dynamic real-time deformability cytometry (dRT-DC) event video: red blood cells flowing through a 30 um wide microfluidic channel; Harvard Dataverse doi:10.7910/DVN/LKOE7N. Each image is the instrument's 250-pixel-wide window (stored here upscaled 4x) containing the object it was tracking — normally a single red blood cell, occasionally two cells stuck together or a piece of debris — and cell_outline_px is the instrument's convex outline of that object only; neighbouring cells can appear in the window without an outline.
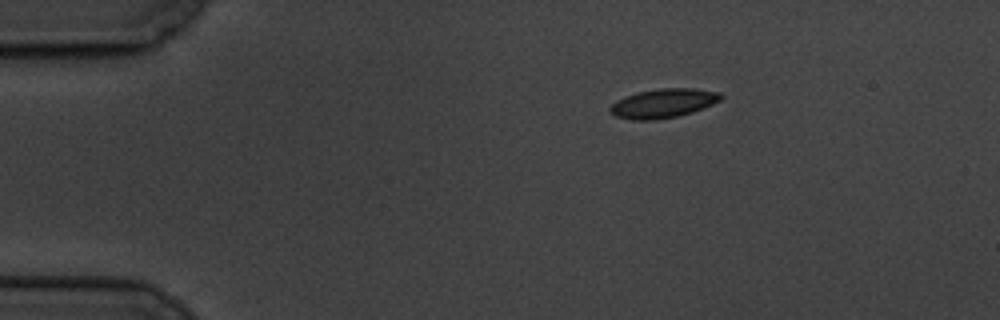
{"species": "common noctule bat (a hibernating species)", "species_latin": "Nyctalus noctula", "temperature_condition": "cold", "stored_images_in_passage": 3, "camera_frame_rate_fps": 3000, "um_per_image_px": 0.085, "animal": {"sex": "male", "body_mass_g": 19.5, "forearm_length_mm": 54.6}, "frame": {"image": 1, "passage_image": 1, "time_ms": 0.0, "image_size_px": [1000, 320], "cell_outline_px": [[724, 96], [720, 100], [712, 104], [692, 112], [676, 116], [656, 120], [632, 120], [616, 116], [608, 108], [616, 100], [624, 96], [636, 92], [660, 88], [696, 88], [720, 92]], "centroid_in_image_um": [56.37, 8.76], "position_along_channel_um": 28.6, "area_um2": 18.84}}